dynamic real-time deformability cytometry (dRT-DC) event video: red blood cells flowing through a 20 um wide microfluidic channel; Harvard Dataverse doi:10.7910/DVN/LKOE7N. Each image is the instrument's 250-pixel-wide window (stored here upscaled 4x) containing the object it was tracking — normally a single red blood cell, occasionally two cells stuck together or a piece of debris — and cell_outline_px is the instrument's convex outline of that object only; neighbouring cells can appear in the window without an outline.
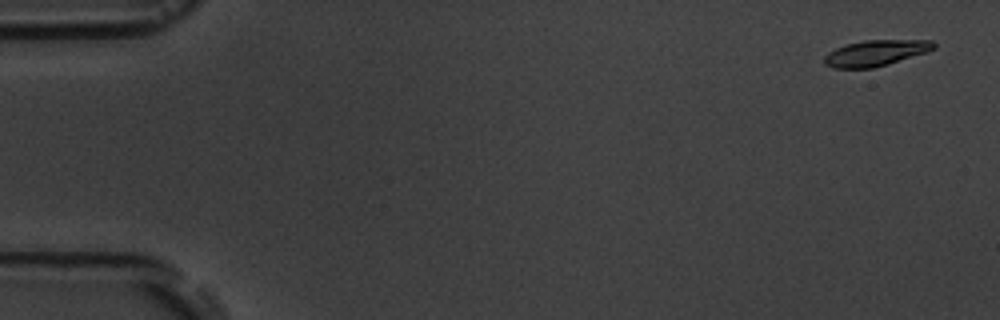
{"species": "common noctule bat (a hibernating species)", "species_latin": "Nyctalus noctula", "temperature_condition": "room temperature", "stored_images_in_passage": 5, "camera_frame_rate_fps": 3000, "um_per_image_px": 0.085, "animal": {"sex": "male", "body_mass_g": 19.5, "forearm_length_mm": 54.6}, "frame": {"image": 1, "passage_image": 1, "time_ms": 0.0, "image_size_px": [1000, 320], "cell_outline_px": [[936, 48], [888, 64], [872, 68], [832, 68], [824, 64], [824, 56], [828, 52], [836, 48], [848, 44], [864, 40], [932, 40], [936, 44]], "centroid_in_image_um": [74.4, 4.5], "position_along_channel_um": 10.6, "area_um2": 16.36}}
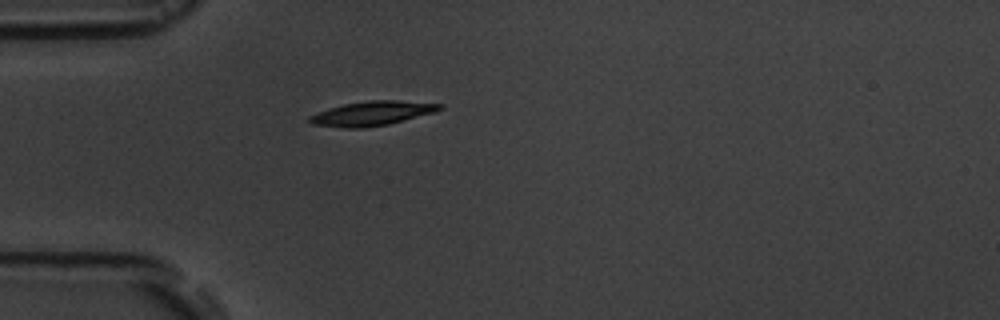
{"frame": {"image": 2, "passage_image": 5, "time_ms": 4.667, "image_size_px": [1000, 320], "cell_outline_px": [[444, 108], [436, 112], [388, 124], [364, 128], [344, 128], [312, 124], [308, 120], [308, 116], [328, 108], [344, 104], [368, 100], [396, 100], [444, 104]], "centroid_in_image_um": [31.64, 9.63], "position_along_channel_um": 53.4, "area_um2": 18.55}}